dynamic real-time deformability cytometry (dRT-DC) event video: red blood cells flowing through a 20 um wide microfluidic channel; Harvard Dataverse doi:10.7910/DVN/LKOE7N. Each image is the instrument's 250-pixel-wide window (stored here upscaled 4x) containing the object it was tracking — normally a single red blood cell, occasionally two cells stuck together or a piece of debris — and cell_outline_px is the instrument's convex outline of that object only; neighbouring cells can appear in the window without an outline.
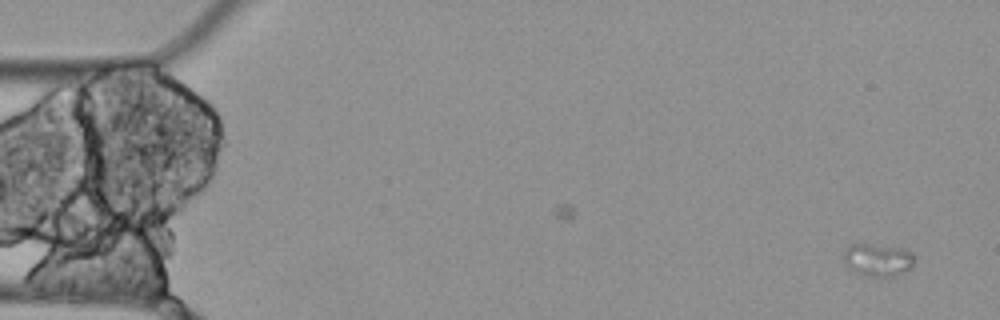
{"species": "Egyptian fruit bat (a non-hibernating species)", "species_latin": "Rousettus aegyptiacus", "temperature_condition": "cold", "stored_images_in_passage": 4, "camera_frame_rate_fps": 3000, "um_per_image_px": 0.085, "animal": {"sex": "female"}, "frame": {"image": 1, "passage_image": 1, "time_ms": 0.0, "image_size_px": [1000, 320], "cell_outline_px": [[916, 260], [908, 268], [896, 276], [864, 276], [856, 272], [844, 264], [844, 252], [852, 244], [872, 244], [904, 248], [912, 252]], "centroid_in_image_um": [74.63, 22.08], "position_along_channel_um": 10.4, "area_um2": 13.41}}